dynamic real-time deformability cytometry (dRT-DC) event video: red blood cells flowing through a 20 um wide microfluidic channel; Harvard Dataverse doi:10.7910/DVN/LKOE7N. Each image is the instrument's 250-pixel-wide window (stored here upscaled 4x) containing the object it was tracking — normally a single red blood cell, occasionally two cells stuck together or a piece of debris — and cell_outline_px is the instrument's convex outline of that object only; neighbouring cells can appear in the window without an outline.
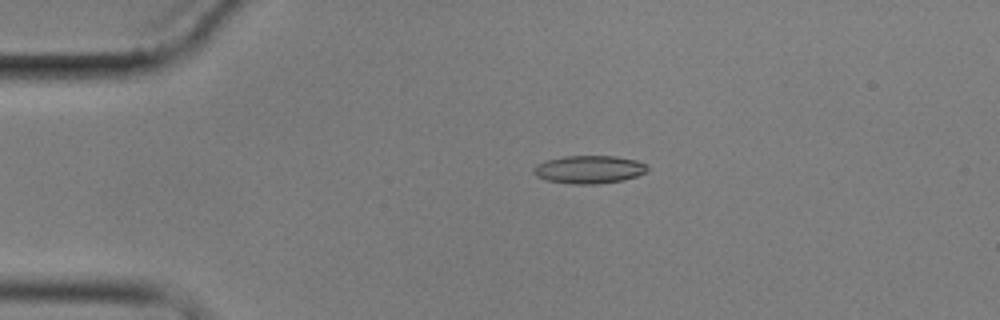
{"species": "common noctule bat (a hibernating species)", "species_latin": "Nyctalus noctula", "temperature_condition": "cold", "stored_images_in_passage": 8, "camera_frame_rate_fps": 3000, "um_per_image_px": 0.085, "animal": {"sex": "male", "body_mass_g": 17.9}, "frame": {"image": 1, "passage_image": 4, "time_ms": 3.667, "image_size_px": [1000, 320], "cell_outline_px": [[648, 172], [624, 180], [596, 184], [572, 184], [544, 180], [536, 176], [532, 172], [532, 168], [536, 164], [548, 160], [564, 156], [616, 156], [636, 160], [648, 164]], "centroid_in_image_um": [50.07, 14.41], "position_along_channel_um": 34.9, "area_um2": 18.79}}
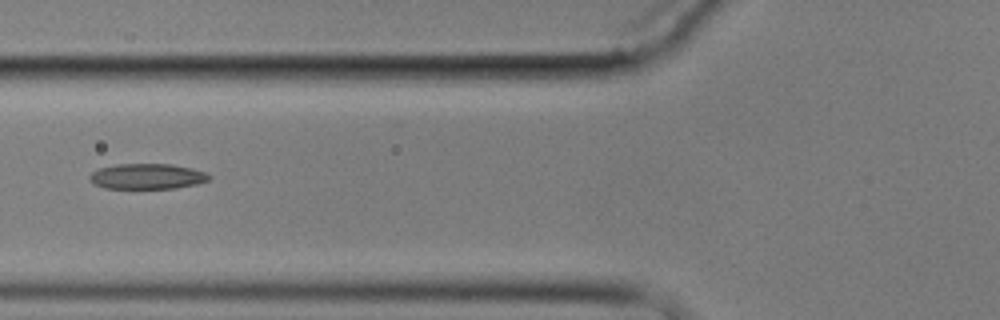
{"frame": {"image": 2, "passage_image": 7, "time_ms": 7.0, "image_size_px": [1000, 320], "cell_outline_px": [[212, 176], [208, 180], [196, 184], [176, 188], [104, 188], [92, 184], [88, 180], [88, 176], [92, 172], [100, 168], [116, 164], [172, 164], [192, 168], [204, 172]], "centroid_in_image_um": [12.47, 14.99], "position_along_channel_um": 113.3, "area_um2": 17.8}}
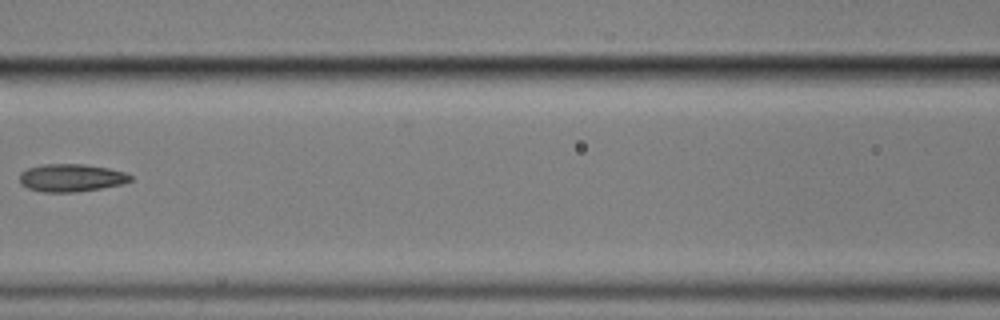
{"frame": {"image": 3, "passage_image": 8, "time_ms": 8.333, "image_size_px": [1000, 320], "cell_outline_px": [[132, 180], [124, 184], [76, 192], [44, 192], [28, 188], [20, 184], [20, 172], [28, 168], [44, 164], [84, 164], [108, 168], [124, 172], [132, 176]], "centroid_in_image_um": [6.05, 15.11], "position_along_channel_um": 160.5, "area_um2": 17.92}}